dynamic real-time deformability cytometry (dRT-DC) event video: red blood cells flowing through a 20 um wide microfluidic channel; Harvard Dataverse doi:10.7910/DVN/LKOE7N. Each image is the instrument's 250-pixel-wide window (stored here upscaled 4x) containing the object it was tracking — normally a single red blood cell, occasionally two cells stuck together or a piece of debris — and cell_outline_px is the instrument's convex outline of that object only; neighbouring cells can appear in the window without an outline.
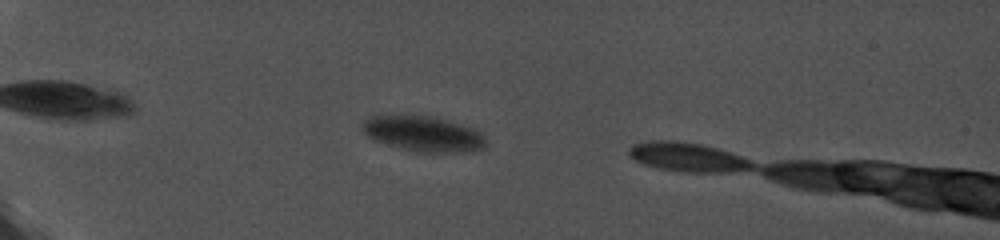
{"species": "common noctule bat (a hibernating species)", "species_latin": "Nyctalus noctula", "temperature_condition": "cold", "stored_images_in_passage": 81, "segment_of_instrument_passage": [1, 2], "camera_frame_rate_fps": 5000, "um_per_image_px": 0.085, "animal": {"sex": "female", "body_mass_g": 19.0, "forearm_length_mm": 56.7}, "frame": {"image": 1, "passage_image": 17, "time_ms": 3.2, "image_size_px": [1000, 240], "cell_outline_px": [[484, 148], [472, 152], [416, 152], [372, 140], [360, 128], [360, 124], [364, 120], [372, 116], [428, 116], [460, 124], [472, 128], [480, 132], [484, 136]], "centroid_in_image_um": [35.95, 11.39], "position_along_channel_um": 49.0, "area_um2": 25.2}}
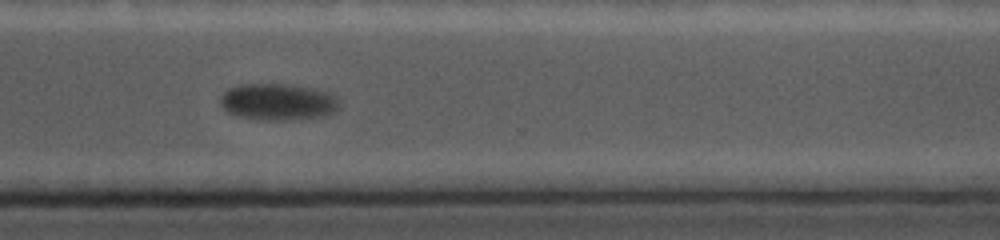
{"frame": {"image": 2, "passage_image": 66, "time_ms": 13.0, "image_size_px": [1000, 240], "cell_outline_px": [[336, 112], [324, 116], [284, 120], [268, 120], [244, 116], [228, 112], [220, 104], [220, 96], [228, 88], [240, 84], [288, 84], [312, 88], [328, 92], [336, 96]], "centroid_in_image_um": [23.61, 8.64], "position_along_channel_um": 347.0, "area_um2": 25.09}}
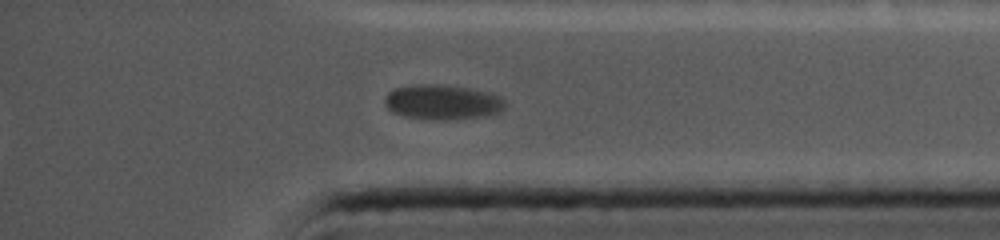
{"frame": {"image": 3, "passage_image": 73, "time_ms": 14.4, "image_size_px": [1000, 240], "cell_outline_px": [[508, 100], [504, 108], [500, 112], [488, 116], [444, 120], [440, 120], [404, 116], [392, 112], [384, 104], [384, 100], [388, 92], [396, 88], [416, 84], [440, 84], [468, 88], [488, 92], [500, 96]], "centroid_in_image_um": [37.65, 8.68], "position_along_channel_um": 397.6, "area_um2": 24.68}}